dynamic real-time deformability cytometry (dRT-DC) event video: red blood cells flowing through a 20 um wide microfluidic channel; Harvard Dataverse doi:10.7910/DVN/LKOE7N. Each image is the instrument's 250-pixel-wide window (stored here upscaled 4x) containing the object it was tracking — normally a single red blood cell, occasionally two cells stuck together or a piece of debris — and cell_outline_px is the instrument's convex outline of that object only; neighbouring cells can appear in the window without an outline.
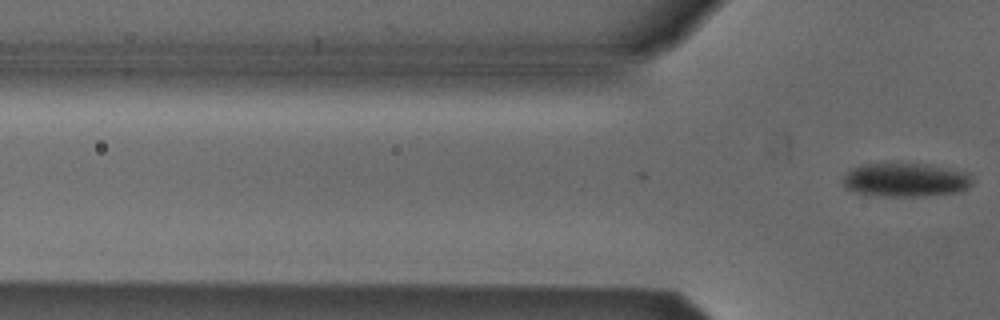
{"species": "Egyptian fruit bat (a non-hibernating species)", "species_latin": "Rousettus aegyptiacus", "temperature_condition": "cold", "stored_images_in_passage": 2, "camera_frame_rate_fps": 3000, "um_per_image_px": 0.085, "animal": {"sex": "male"}, "frame": {"image": 1, "passage_image": 2, "time_ms": 0.333, "image_size_px": [1000, 320], "cell_outline_px": [[972, 184], [964, 192], [928, 196], [864, 196], [852, 192], [844, 188], [844, 176], [852, 168], [860, 164], [932, 164], [972, 172]], "centroid_in_image_um": [77.03, 15.31], "position_along_channel_um": 48.8, "area_um2": 26.36}}